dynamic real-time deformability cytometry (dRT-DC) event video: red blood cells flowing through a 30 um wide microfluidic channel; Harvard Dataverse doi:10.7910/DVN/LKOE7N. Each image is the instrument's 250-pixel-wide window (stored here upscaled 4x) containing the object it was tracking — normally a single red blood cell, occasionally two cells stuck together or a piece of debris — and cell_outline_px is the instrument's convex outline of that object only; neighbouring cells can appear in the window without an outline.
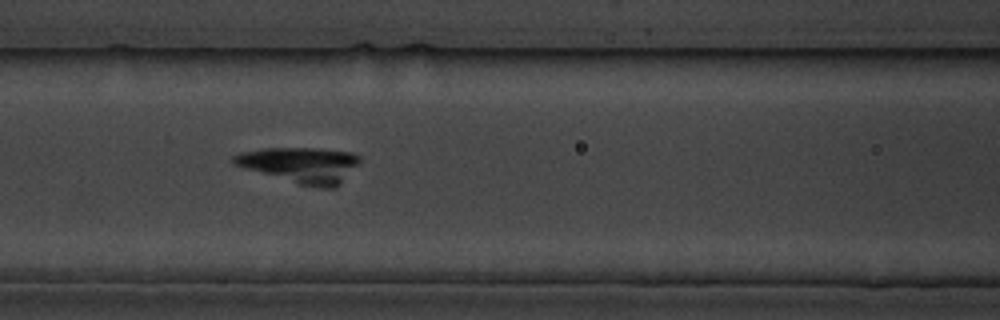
{"species": "common noctule bat (a hibernating species)", "species_latin": "Nyctalus noctula", "temperature_condition": "cold", "stored_images_in_passage": 13, "camera_frame_rate_fps": 3000, "um_per_image_px": 0.085, "animal": {"sex": "male", "body_mass_g": 19.5, "forearm_length_mm": 54.6}, "frame": {"image": 1, "passage_image": 4, "time_ms": 3.333, "image_size_px": [1000, 320], "cell_outline_px": [[360, 160], [340, 184], [332, 188], [320, 188], [300, 184], [244, 168], [232, 164], [228, 160], [232, 156], [240, 152], [264, 148], [312, 148], [352, 152], [360, 156]], "centroid_in_image_um": [25.5, 14.0], "position_along_channel_um": 141.1, "area_um2": 26.01}}